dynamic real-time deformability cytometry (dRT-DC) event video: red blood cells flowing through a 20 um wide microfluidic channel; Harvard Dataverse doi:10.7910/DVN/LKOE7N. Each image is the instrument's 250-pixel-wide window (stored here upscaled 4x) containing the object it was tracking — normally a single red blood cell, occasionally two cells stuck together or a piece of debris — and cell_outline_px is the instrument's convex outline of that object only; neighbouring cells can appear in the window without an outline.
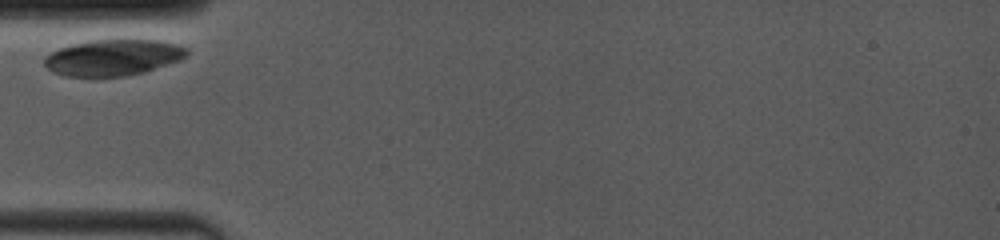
{"species": "common noctule bat (a hibernating species)", "species_latin": "Nyctalus noctula", "temperature_condition": "room temperature", "stored_images_in_passage": 22, "camera_frame_rate_fps": 4000, "um_per_image_px": 0.085, "animal": {"sex": "female", "body_mass_g": 19.0, "forearm_length_mm": 53.3}, "frame": {"image": 1, "passage_image": 1, "time_ms": 0.0, "image_size_px": [1000, 240], "cell_outline_px": [[188, 56], [180, 60], [144, 72], [124, 76], [64, 76], [52, 72], [44, 64], [44, 56], [60, 48], [72, 44], [92, 40], [160, 40], [180, 44], [188, 48]], "centroid_in_image_um": [9.64, 4.88], "position_along_channel_um": 75.4, "area_um2": 30.06}}